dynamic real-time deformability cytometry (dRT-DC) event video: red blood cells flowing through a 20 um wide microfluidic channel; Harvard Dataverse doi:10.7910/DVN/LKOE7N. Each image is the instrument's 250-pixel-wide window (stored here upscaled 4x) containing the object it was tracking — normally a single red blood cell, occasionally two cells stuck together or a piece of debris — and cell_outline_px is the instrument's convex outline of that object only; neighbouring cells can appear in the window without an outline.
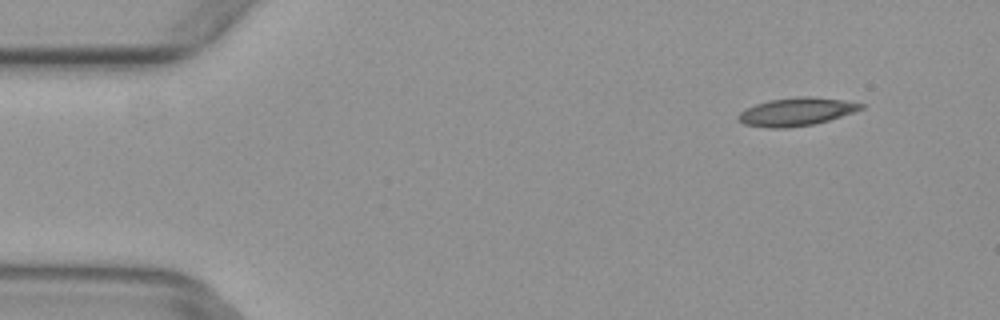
{"species": "common noctule bat (a hibernating species)", "species_latin": "Nyctalus noctula", "temperature_condition": "warm", "stored_images_in_passage": 3, "camera_frame_rate_fps": 3000, "um_per_image_px": 0.085, "animal": {"sex": "female", "body_mass_g": 29.2, "forearm_length_mm": 56.3}, "frame": {"image": 1, "passage_image": 2, "time_ms": 0.333, "image_size_px": [1000, 320], "cell_outline_px": [[864, 108], [828, 120], [812, 124], [784, 128], [772, 128], [744, 124], [736, 116], [744, 108], [768, 100], [804, 96], [840, 100], [864, 104]], "centroid_in_image_um": [67.63, 9.5], "position_along_channel_um": 17.4, "area_um2": 19.59}}